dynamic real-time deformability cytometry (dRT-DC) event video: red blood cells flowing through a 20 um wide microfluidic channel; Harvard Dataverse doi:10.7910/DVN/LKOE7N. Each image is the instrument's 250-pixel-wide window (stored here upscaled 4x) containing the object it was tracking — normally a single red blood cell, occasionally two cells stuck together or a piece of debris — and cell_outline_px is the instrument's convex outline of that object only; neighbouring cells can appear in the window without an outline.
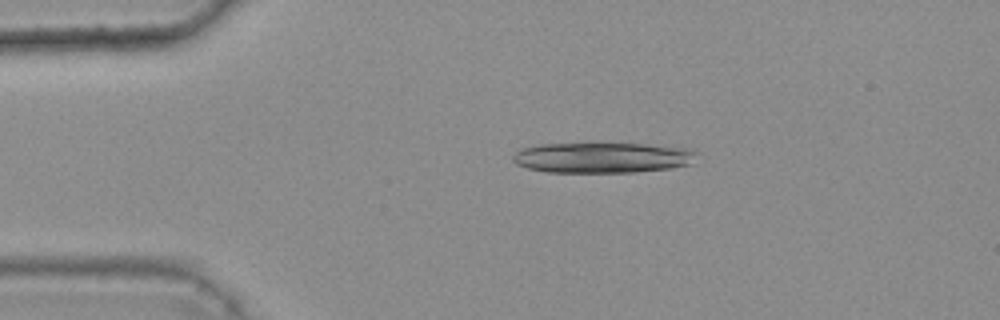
{"species": "common noctule bat (a hibernating species)", "species_latin": "Nyctalus noctula", "temperature_condition": "warm", "stored_images_in_passage": 21, "camera_frame_rate_fps": 3000, "um_per_image_px": 0.085, "animal": {"sex": "female", "body_mass_g": 25.1}, "frame": {"image": 1, "passage_image": 10, "time_ms": 3.0, "image_size_px": [1000, 320], "cell_outline_px": [[696, 152], [692, 164], [672, 168], [636, 172], [548, 172], [528, 168], [516, 164], [512, 160], [512, 156], [520, 148], [540, 144], [584, 140], [596, 140], [692, 148]], "centroid_in_image_um": [51.17, 13.34], "position_along_channel_um": 33.8, "area_um2": 34.39}}